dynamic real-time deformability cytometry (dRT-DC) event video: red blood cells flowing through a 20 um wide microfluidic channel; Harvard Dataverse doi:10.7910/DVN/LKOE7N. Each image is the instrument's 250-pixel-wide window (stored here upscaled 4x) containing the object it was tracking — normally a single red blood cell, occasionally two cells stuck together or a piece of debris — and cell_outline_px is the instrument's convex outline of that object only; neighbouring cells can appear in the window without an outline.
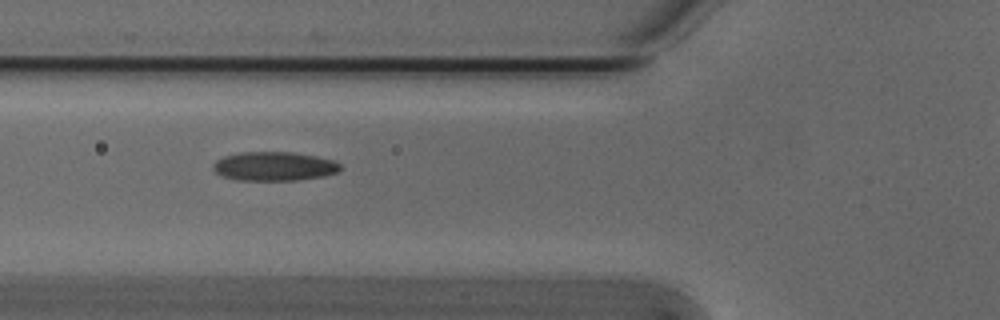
{"species": "Egyptian fruit bat (a non-hibernating species)", "species_latin": "Rousettus aegyptiacus", "temperature_condition": "cold", "stored_images_in_passage": 30, "camera_frame_rate_fps": 3000, "um_per_image_px": 0.085, "animal": {"sex": "male"}, "frame": {"image": 1, "passage_image": 4, "time_ms": 1.0, "image_size_px": [1000, 320], "cell_outline_px": [[340, 172], [324, 176], [296, 180], [236, 180], [224, 176], [216, 172], [212, 168], [212, 164], [216, 160], [224, 156], [240, 152], [292, 152], [316, 156], [332, 160], [340, 164]], "centroid_in_image_um": [23.3, 14.13], "position_along_channel_um": 102.5, "area_um2": 21.5}}
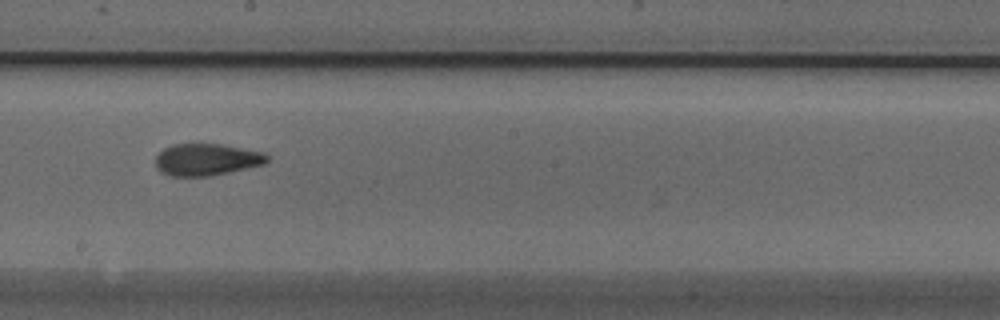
{"frame": {"image": 2, "passage_image": 14, "time_ms": 4.333, "image_size_px": [1000, 320], "cell_outline_px": [[268, 160], [264, 164], [228, 172], [208, 176], [172, 176], [160, 172], [156, 168], [156, 156], [164, 148], [172, 144], [192, 140], [220, 144], [264, 152], [268, 156]], "centroid_in_image_um": [17.5, 13.51], "position_along_channel_um": 230.7, "area_um2": 21.33}}
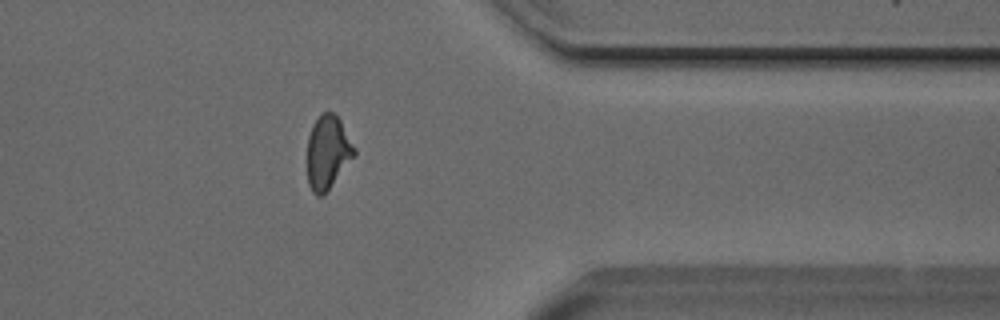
{"frame": {"image": 3, "passage_image": 27, "time_ms": 8.667, "image_size_px": [1000, 320], "cell_outline_px": [[356, 156], [328, 188], [320, 196], [316, 196], [312, 192], [308, 184], [308, 136], [312, 124], [320, 112], [332, 112], [340, 120], [356, 148]], "centroid_in_image_um": [27.86, 12.91], "position_along_channel_um": 383.5, "area_um2": 20.11}, "authors_computed_cell_mechanics": {"area_um2": 20.7791, "velocity_mm_per_s": 3.8465, "shape_relaxation_time_tau1_ms": 8.0242, "shape_relaxation_time_tau2_ms": 2.2636, "deformation_change_tau1": 0.2018, "deformation_change_tau2": 0.0928}}